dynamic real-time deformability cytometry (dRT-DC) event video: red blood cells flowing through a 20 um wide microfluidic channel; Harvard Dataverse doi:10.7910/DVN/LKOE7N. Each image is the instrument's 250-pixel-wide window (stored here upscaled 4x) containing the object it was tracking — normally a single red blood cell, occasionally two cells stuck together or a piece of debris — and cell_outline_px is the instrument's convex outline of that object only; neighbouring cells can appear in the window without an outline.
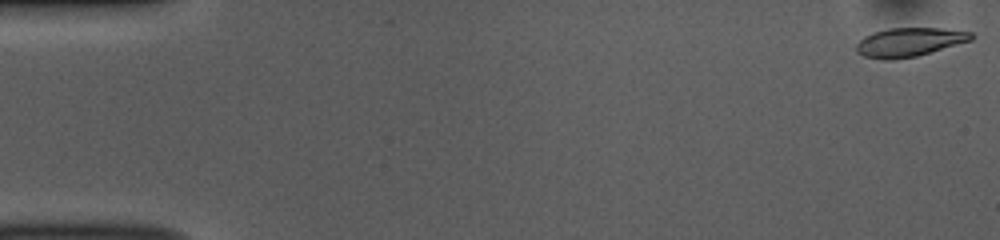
{"species": "common noctule bat (a hibernating species)", "species_latin": "Nyctalus noctula", "temperature_condition": "room temperature", "stored_images_in_passage": 3, "camera_frame_rate_fps": 3000, "um_per_image_px": 0.085, "animal": {"sex": "female", "body_mass_g": 10.0, "forearm_length_mm": 53.1}, "frame": {"image": 1, "passage_image": 1, "time_ms": 0.0, "image_size_px": [1000, 240], "cell_outline_px": [[972, 40], [916, 56], [896, 60], [880, 60], [864, 56], [856, 52], [856, 44], [864, 36], [872, 32], [888, 28], [940, 28], [972, 32]], "centroid_in_image_um": [77.23, 3.59], "position_along_channel_um": 7.8, "area_um2": 19.36}}